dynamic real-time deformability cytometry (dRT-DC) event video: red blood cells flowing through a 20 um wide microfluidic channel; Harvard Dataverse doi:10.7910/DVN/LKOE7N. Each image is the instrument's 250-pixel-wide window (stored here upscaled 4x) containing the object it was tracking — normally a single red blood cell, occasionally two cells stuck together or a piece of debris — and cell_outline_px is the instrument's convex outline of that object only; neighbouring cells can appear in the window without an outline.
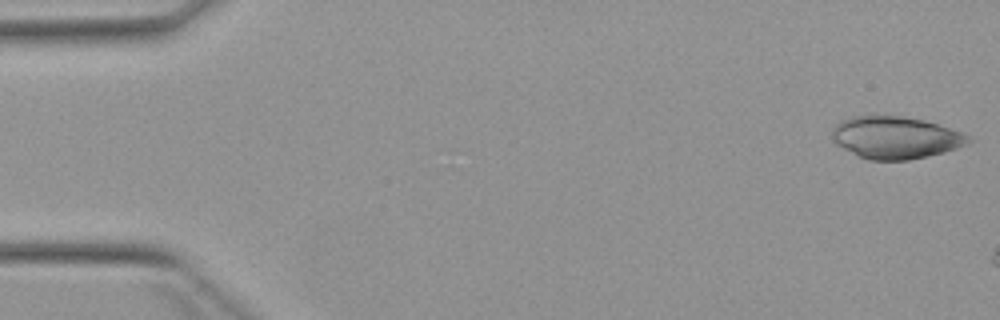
{"species": "Egyptian fruit bat (a non-hibernating species)", "species_latin": "Rousettus aegyptiacus", "temperature_condition": "warm", "stored_images_in_passage": 3, "camera_frame_rate_fps": 3000, "um_per_image_px": 0.085, "animal": {"sex": "female"}, "frame": {"image": 1, "passage_image": 1, "time_ms": 0.0, "image_size_px": [1000, 320], "cell_outline_px": [[976, 140], [968, 144], [944, 152], [928, 156], [908, 160], [868, 160], [836, 144], [832, 140], [832, 128], [840, 120], [852, 116], [904, 116], [924, 120], [964, 132], [972, 136]], "centroid_in_image_um": [76.17, 11.69], "position_along_channel_um": 8.8, "area_um2": 33.81}}